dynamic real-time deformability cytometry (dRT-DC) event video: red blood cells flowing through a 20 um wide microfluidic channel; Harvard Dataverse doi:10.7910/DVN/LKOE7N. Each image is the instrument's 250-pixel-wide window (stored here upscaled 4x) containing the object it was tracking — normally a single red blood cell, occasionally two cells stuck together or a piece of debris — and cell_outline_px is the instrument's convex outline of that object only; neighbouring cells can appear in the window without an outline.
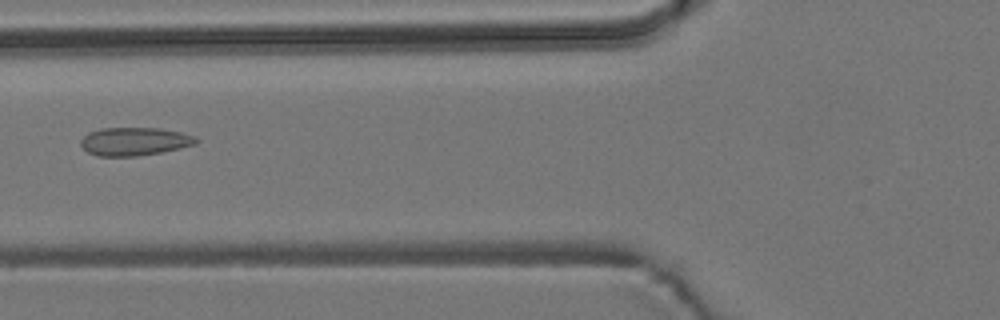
{"species": "common noctule bat (a hibernating species)", "species_latin": "Nyctalus noctula", "temperature_condition": "room temperature", "stored_images_in_passage": 5, "camera_frame_rate_fps": 3000, "um_per_image_px": 0.085, "animal": {"sex": "male", "body_mass_g": 19.2, "forearm_length_mm": 51.8}, "frame": {"image": 1, "passage_image": 5, "time_ms": 6.333, "image_size_px": [1000, 320], "cell_outline_px": [[200, 140], [196, 144], [180, 148], [160, 152], [136, 156], [96, 156], [88, 152], [80, 144], [80, 140], [88, 132], [100, 128], [160, 128], [180, 132], [196, 136]], "centroid_in_image_um": [11.43, 12.01], "position_along_channel_um": 114.4, "area_um2": 19.02}}